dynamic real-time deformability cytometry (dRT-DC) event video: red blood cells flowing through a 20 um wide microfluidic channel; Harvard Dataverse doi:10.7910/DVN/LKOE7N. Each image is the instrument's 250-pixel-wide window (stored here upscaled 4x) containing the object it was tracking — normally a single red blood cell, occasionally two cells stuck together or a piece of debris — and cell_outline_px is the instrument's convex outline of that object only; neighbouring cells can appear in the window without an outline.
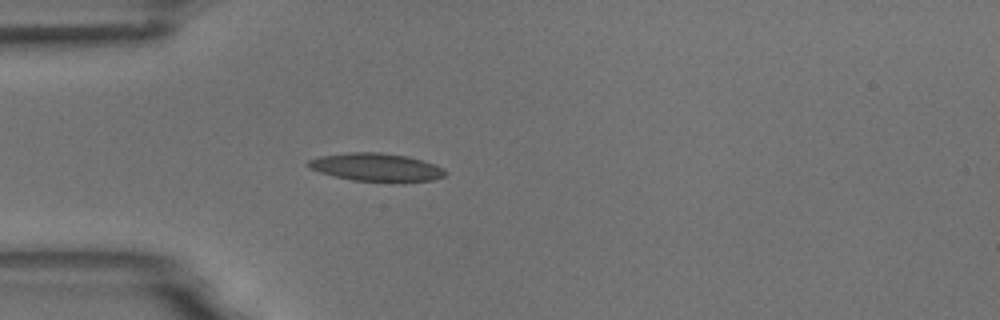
{"species": "common noctule bat (a hibernating species)", "species_latin": "Nyctalus noctula", "temperature_condition": "room temperature", "stored_images_in_passage": 1, "camera_frame_rate_fps": 3000, "um_per_image_px": 0.085, "animal": {"sex": "male", "body_mass_g": 18.8}, "frame": {"image": 1, "passage_image": 1, "time_ms": 0.0, "image_size_px": [1000, 320], "cell_outline_px": [[448, 172], [444, 176], [432, 180], [404, 184], [392, 184], [352, 180], [320, 172], [308, 168], [304, 164], [308, 160], [320, 156], [348, 152], [380, 152], [408, 156], [436, 164], [444, 168]], "centroid_in_image_um": [32.04, 14.25], "position_along_channel_um": 53.0, "area_um2": 23.35}}